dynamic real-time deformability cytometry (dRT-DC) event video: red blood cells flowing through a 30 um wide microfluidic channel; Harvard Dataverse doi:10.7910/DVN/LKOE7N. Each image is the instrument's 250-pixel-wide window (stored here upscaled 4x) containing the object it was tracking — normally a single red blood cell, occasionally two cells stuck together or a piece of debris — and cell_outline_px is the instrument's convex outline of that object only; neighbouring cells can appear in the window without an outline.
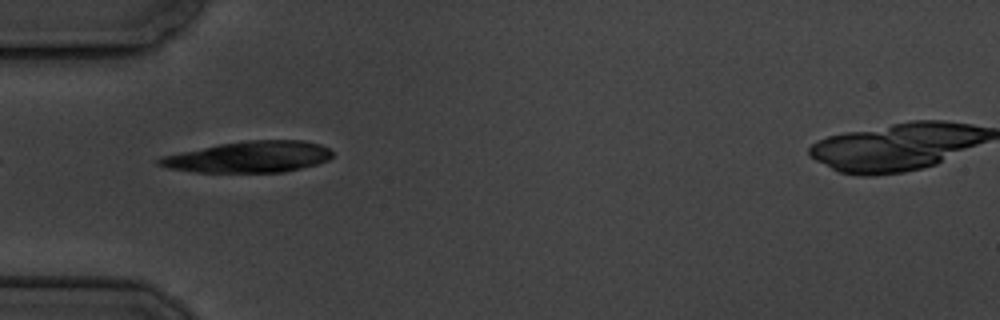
{"species": "common noctule bat (a hibernating species)", "species_latin": "Nyctalus noctula", "temperature_condition": "cold", "stored_images_in_passage": 1, "camera_frame_rate_fps": 3000, "um_per_image_px": 0.085, "animal": {"sex": "male", "body_mass_g": 19.5, "forearm_length_mm": 54.6}, "frame": {"image": 1, "passage_image": 1, "time_ms": 0.0, "image_size_px": [1000, 320], "cell_outline_px": [[332, 156], [328, 160], [316, 164], [284, 172], [196, 172], [168, 168], [156, 164], [156, 160], [160, 156], [220, 144], [248, 140], [304, 140], [320, 144], [328, 148], [332, 152]], "centroid_in_image_um": [21.15, 13.33], "position_along_channel_um": 63.8, "area_um2": 31.44}}